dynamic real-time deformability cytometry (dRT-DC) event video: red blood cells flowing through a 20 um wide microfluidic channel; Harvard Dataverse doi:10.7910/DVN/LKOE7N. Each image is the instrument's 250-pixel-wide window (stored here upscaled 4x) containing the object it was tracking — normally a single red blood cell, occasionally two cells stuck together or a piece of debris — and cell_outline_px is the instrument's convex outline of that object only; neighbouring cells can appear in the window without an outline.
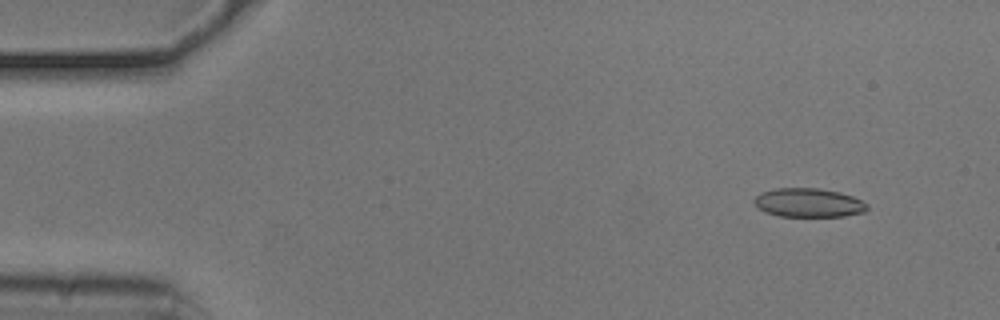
{"species": "common noctule bat (a hibernating species)", "species_latin": "Nyctalus noctula", "temperature_condition": "cold", "stored_images_in_passage": 54, "camera_frame_rate_fps": 3000, "um_per_image_px": 0.085, "animal": {"sex": "male", "body_mass_g": 20.5, "forearm_length_mm": 52.5}, "frame": {"image": 1, "passage_image": 5, "time_ms": 1.333, "image_size_px": [1000, 320], "cell_outline_px": [[868, 208], [864, 212], [844, 216], [780, 216], [764, 212], [752, 200], [760, 192], [776, 188], [820, 188], [840, 192], [852, 196], [868, 204]], "centroid_in_image_um": [68.72, 17.22], "position_along_channel_um": 16.3, "area_um2": 19.02}}
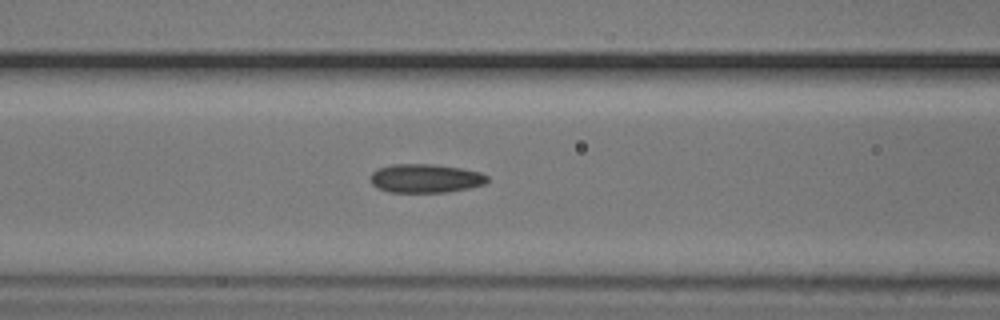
{"frame": {"image": 2, "passage_image": 22, "time_ms": 7.0, "image_size_px": [1000, 320], "cell_outline_px": [[488, 180], [484, 184], [468, 188], [448, 192], [388, 192], [376, 188], [372, 184], [372, 172], [376, 168], [392, 164], [436, 164], [460, 168], [480, 172], [488, 176]], "centroid_in_image_um": [36.15, 15.16], "position_along_channel_um": 130.5, "area_um2": 19.65}}
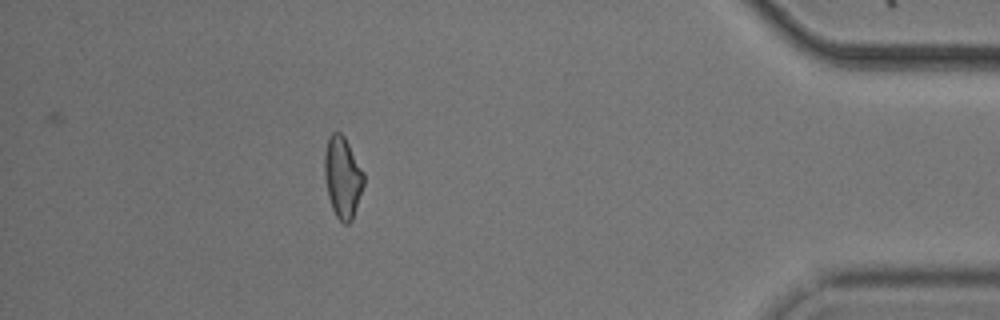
{"frame": {"image": 3, "passage_image": 48, "time_ms": 15.667, "image_size_px": [1000, 320], "cell_outline_px": [[364, 184], [352, 220], [348, 224], [344, 224], [336, 216], [332, 208], [328, 196], [324, 176], [324, 152], [328, 136], [332, 132], [340, 132], [344, 136], [364, 172]], "centroid_in_image_um": [29.11, 15.05], "position_along_channel_um": 406.1, "area_um2": 18.67}, "authors_computed_cell_mechanics": {"area_um2": 19.0451, "velocity_mm_per_s": 3.7404, "shape_relaxation_time_tau1_ms": 3.3684, "shape_relaxation_time_tau2_ms": 2.6604, "deformation_change_tau1": 0.1143, "deformation_change_tau2": 0.1104}}